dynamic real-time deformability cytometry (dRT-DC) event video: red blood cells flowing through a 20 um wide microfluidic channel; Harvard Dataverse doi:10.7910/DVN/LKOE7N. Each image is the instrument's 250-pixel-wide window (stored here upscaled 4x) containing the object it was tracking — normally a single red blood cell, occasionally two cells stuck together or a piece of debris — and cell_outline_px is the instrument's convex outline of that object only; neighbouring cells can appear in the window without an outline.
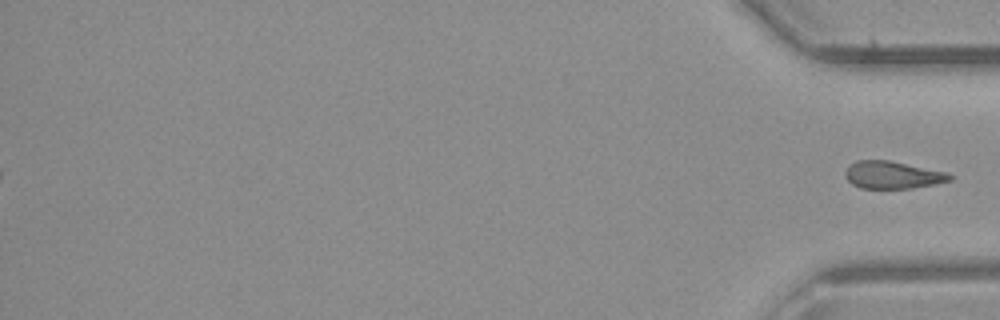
{"species": "common noctule bat (a hibernating species)", "species_latin": "Nyctalus noctula", "temperature_condition": "room temperature", "stored_images_in_passage": 42, "segment_of_instrument_passage": [2, 2], "camera_frame_rate_fps": 3000, "um_per_image_px": 0.085, "animal": {"sex": "male", "body_mass_g": 23.1, "forearm_length_mm": 52.7}, "frame": {"image": 1, "passage_image": 42, "time_ms": 13.667, "image_size_px": [1000, 320], "cell_outline_px": [[952, 180], [912, 188], [860, 188], [852, 184], [844, 176], [844, 172], [848, 164], [856, 160], [888, 160], [948, 172], [952, 176]], "centroid_in_image_um": [75.82, 14.86], "position_along_channel_um": 359.4, "area_um2": 16.76}}